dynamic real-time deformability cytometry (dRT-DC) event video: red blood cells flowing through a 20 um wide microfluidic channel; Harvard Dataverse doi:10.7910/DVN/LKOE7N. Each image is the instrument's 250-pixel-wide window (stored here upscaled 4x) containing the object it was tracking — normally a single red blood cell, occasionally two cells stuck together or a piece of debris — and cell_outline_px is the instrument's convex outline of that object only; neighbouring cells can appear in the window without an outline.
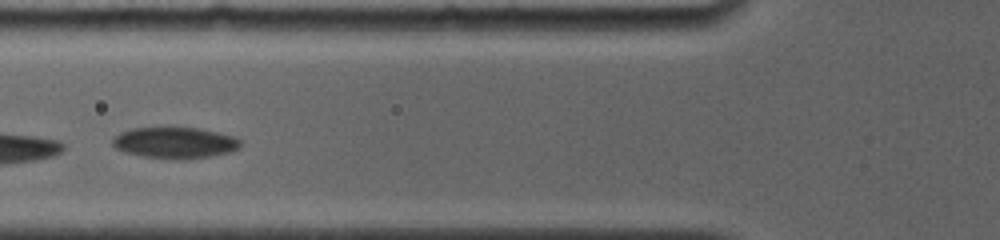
{"species": "common noctule bat (a hibernating species)", "species_latin": "Nyctalus noctula", "temperature_condition": "room temperature", "stored_images_in_passage": 21, "camera_frame_rate_fps": 4000, "um_per_image_px": 0.085, "animal": {"sex": "female", "body_mass_g": 19.0, "forearm_length_mm": 56.7}, "frame": {"image": 1, "passage_image": 4, "time_ms": 1.5, "image_size_px": [1000, 240], "cell_outline_px": [[240, 148], [232, 152], [208, 156], [176, 160], [144, 156], [124, 152], [116, 148], [112, 144], [112, 136], [120, 132], [132, 128], [200, 128], [236, 136], [240, 140]], "centroid_in_image_um": [14.87, 12.13], "position_along_channel_um": 110.9, "area_um2": 23.35}, "authors_computed_cell_mechanics": {"area_um2": 22.0218, "velocity_mm_per_s": 3.635, "shape_relaxation_time_tau1_ms": 1.511, "shape_relaxation_time_tau2_ms": null, "deformation_change_tau1": 0.0504, "deformation_change_tau2": null}}